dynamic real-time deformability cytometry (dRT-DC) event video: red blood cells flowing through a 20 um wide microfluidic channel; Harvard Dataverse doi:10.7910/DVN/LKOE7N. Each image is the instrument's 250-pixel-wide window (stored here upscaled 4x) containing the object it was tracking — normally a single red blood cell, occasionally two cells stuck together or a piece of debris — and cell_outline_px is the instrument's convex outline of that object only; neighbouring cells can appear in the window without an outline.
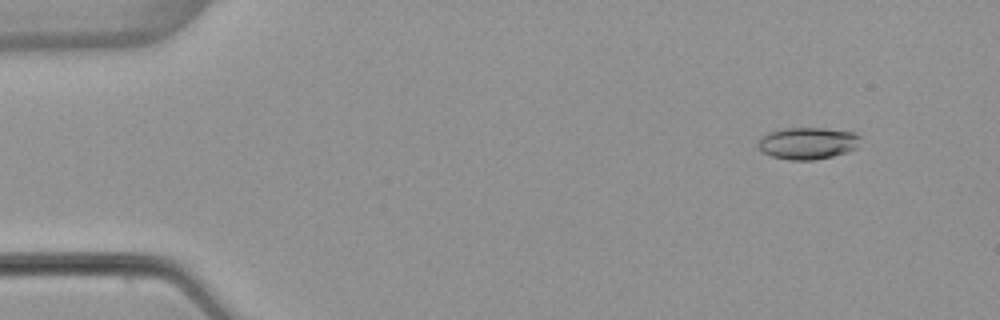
{"species": "common noctule bat (a hibernating species)", "species_latin": "Nyctalus noctula", "temperature_condition": "warm", "stored_images_in_passage": 14, "camera_frame_rate_fps": 3000, "um_per_image_px": 0.085, "animal": {"sex": "female", "body_mass_g": 22.7, "forearm_length_mm": 54.2}, "frame": {"image": 1, "passage_image": 5, "time_ms": 1.333, "image_size_px": [1000, 320], "cell_outline_px": [[860, 136], [856, 148], [848, 152], [816, 160], [788, 160], [772, 156], [764, 152], [756, 144], [760, 136], [768, 132], [784, 128], [824, 128], [856, 132]], "centroid_in_image_um": [68.64, 12.17], "position_along_channel_um": 16.4, "area_um2": 19.19}}